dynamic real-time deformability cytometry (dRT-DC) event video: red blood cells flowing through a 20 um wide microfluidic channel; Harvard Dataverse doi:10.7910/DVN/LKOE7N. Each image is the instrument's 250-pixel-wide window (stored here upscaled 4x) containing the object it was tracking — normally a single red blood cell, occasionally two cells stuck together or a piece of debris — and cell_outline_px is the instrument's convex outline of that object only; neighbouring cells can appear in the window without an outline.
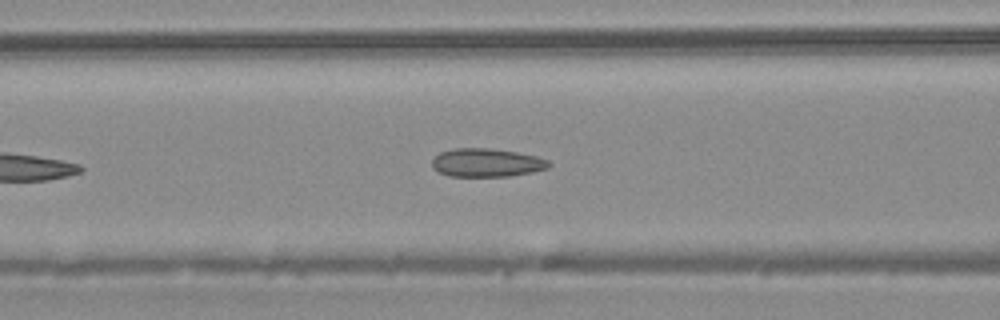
{"species": "common noctule bat (a hibernating species)", "species_latin": "Nyctalus noctula", "temperature_condition": "warm", "stored_images_in_passage": 32, "camera_frame_rate_fps": 3000, "um_per_image_px": 0.085, "animal": {"sex": "male", "body_mass_g": 20.4}, "frame": {"image": 1, "passage_image": 10, "time_ms": 3.0, "image_size_px": [1000, 320], "cell_outline_px": [[552, 164], [548, 168], [532, 172], [508, 176], [448, 176], [432, 168], [432, 160], [440, 152], [456, 148], [488, 148], [516, 152], [536, 156], [548, 160]], "centroid_in_image_um": [41.36, 13.83], "position_along_channel_um": 125.2, "area_um2": 19.25}}
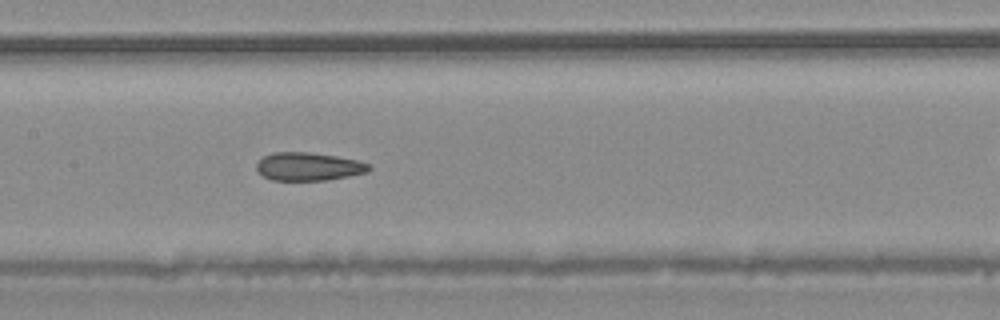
{"frame": {"image": 2, "passage_image": 14, "time_ms": 4.333, "image_size_px": [1000, 320], "cell_outline_px": [[372, 168], [368, 172], [328, 180], [272, 180], [264, 176], [256, 168], [256, 164], [264, 156], [272, 152], [308, 152], [336, 156], [356, 160], [372, 164]], "centroid_in_image_um": [26.26, 14.15], "position_along_channel_um": 181.1, "area_um2": 18.44}, "authors_computed_cell_mechanics": {"area_um2": 19.7676, "velocity_mm_per_s": 4.2039, "shape_relaxation_time_tau1_ms": null, "shape_relaxation_time_tau2_ms": 1.4233, "deformation_change_tau1": null, "deformation_change_tau2": 0.063}}